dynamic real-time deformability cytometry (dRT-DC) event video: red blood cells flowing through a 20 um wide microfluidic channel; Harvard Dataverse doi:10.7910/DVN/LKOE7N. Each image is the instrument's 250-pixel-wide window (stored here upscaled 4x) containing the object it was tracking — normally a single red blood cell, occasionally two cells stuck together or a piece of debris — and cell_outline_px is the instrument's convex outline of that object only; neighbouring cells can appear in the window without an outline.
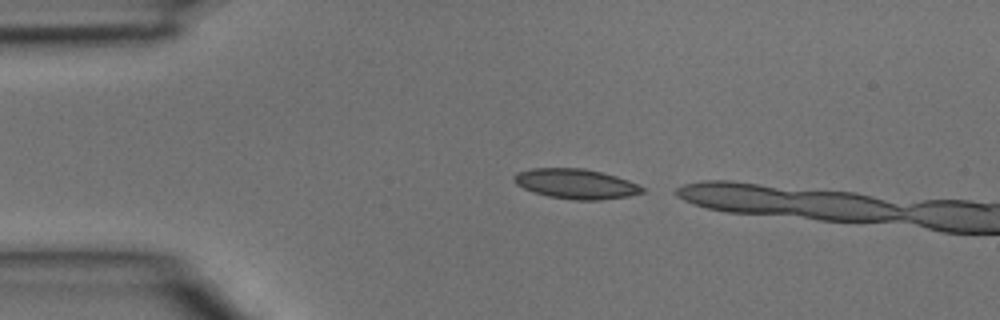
{"species": "common noctule bat (a hibernating species)", "species_latin": "Nyctalus noctula", "temperature_condition": "room temperature", "stored_images_in_passage": 2, "camera_frame_rate_fps": 3000, "um_per_image_px": 0.085, "animal": {"sex": "male", "body_mass_g": 15.6}, "frame": {"image": 1, "passage_image": 1, "time_ms": 0.0, "image_size_px": [1000, 320], "cell_outline_px": [[644, 192], [628, 196], [600, 200], [572, 200], [548, 196], [524, 188], [516, 184], [512, 180], [512, 176], [516, 172], [532, 168], [584, 168], [616, 176], [628, 180], [644, 188]], "centroid_in_image_um": [48.92, 15.62], "position_along_channel_um": 36.1, "area_um2": 22.31}}